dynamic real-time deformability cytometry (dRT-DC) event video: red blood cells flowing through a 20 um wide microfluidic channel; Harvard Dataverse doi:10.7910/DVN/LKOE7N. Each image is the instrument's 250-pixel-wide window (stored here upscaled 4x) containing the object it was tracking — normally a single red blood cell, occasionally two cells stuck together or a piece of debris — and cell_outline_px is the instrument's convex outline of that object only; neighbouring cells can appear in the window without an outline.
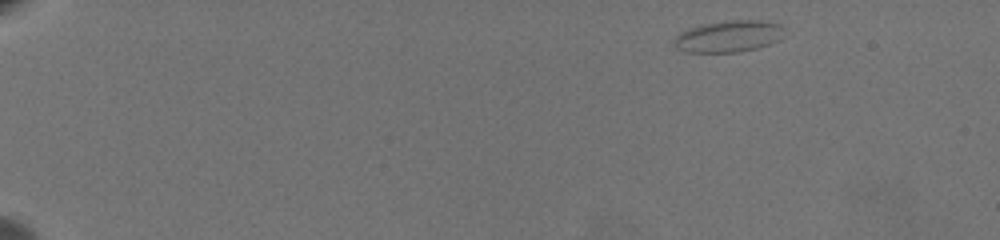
{"species": "common noctule bat (a hibernating species)", "species_latin": "Nyctalus noctula", "temperature_condition": "warm", "stored_images_in_passage": 57, "camera_frame_rate_fps": 3000, "um_per_image_px": 0.085, "animal": {"sex": "female", "body_mass_g": 19.5, "forearm_length_mm": 54.1}, "frame": {"image": 1, "passage_image": 1, "time_ms": 0.0, "image_size_px": [1000, 240], "cell_outline_px": [[784, 36], [780, 40], [756, 48], [736, 52], [684, 52], [676, 48], [672, 40], [680, 32], [688, 28], [700, 24], [724, 20], [760, 20], [780, 24], [784, 28]], "centroid_in_image_um": [61.91, 3.07], "position_along_channel_um": 23.1, "area_um2": 20.63}}
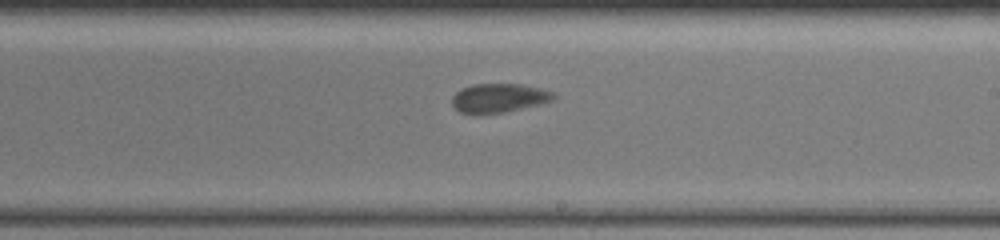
{"frame": {"image": 2, "passage_image": 34, "time_ms": 11.0, "image_size_px": [1000, 240], "cell_outline_px": [[556, 96], [552, 100], [504, 112], [460, 112], [452, 104], [452, 96], [460, 88], [472, 84], [520, 84], [540, 88], [552, 92]], "centroid_in_image_um": [42.37, 8.29], "position_along_channel_um": 246.6, "area_um2": 16.59}}
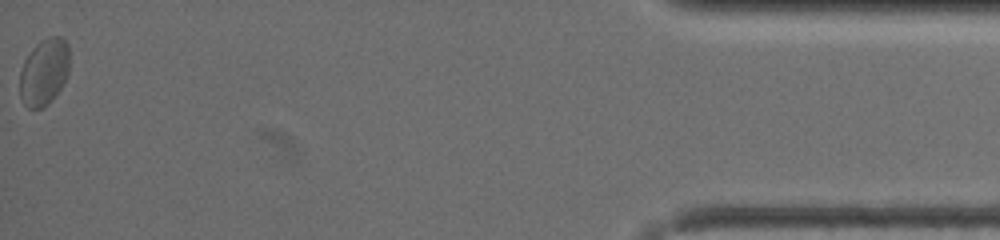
{"frame": {"image": 3, "passage_image": 57, "time_ms": 18.667, "image_size_px": [1000, 240], "cell_outline_px": [[68, 72], [60, 88], [52, 100], [44, 108], [28, 108], [24, 104], [20, 96], [20, 72], [24, 60], [32, 48], [40, 40], [48, 36], [60, 36], [68, 44]], "centroid_in_image_um": [3.73, 6.11], "position_along_channel_um": 431.5, "area_um2": 19.31}, "authors_computed_cell_mechanics": {"area_um2": 17.9758, "velocity_mm_per_s": 3.3967, "shape_relaxation_time_tau1_ms": 4.1706, "shape_relaxation_time_tau2_ms": 0.7126, "deformation_change_tau1": 0.099, "deformation_change_tau2": 0.0515}}